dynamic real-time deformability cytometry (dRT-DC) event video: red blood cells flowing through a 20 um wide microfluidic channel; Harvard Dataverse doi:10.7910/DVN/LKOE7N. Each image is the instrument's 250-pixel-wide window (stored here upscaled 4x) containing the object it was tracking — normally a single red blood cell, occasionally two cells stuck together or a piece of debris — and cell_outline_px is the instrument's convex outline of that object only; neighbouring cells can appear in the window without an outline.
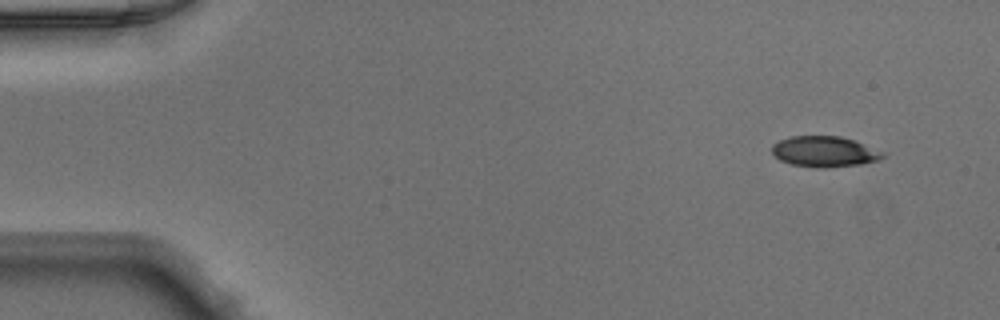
{"species": "Egyptian fruit bat (a non-hibernating species)", "species_latin": "Rousettus aegyptiacus", "temperature_condition": "warm", "stored_images_in_passage": 47, "camera_frame_rate_fps": 3000, "um_per_image_px": 0.085, "animal": {"sex": "male"}, "frame": {"image": 1, "passage_image": 1, "time_ms": 0.0, "image_size_px": [1000, 320], "cell_outline_px": [[888, 156], [880, 160], [860, 164], [824, 168], [816, 168], [792, 164], [780, 160], [772, 152], [772, 144], [780, 140], [792, 136], [840, 136], [852, 140], [884, 152]], "centroid_in_image_um": [70.1, 12.89], "position_along_channel_um": 14.9, "area_um2": 19.77}}
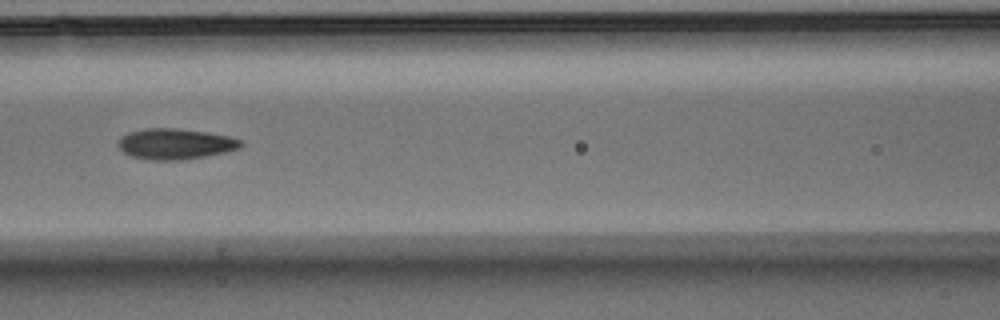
{"frame": {"image": 2, "passage_image": 19, "time_ms": 6.0, "image_size_px": [1000, 320], "cell_outline_px": [[244, 144], [240, 148], [224, 152], [204, 156], [180, 160], [152, 160], [132, 156], [124, 152], [116, 144], [120, 136], [128, 132], [144, 128], [176, 128], [208, 132], [228, 136], [244, 140]], "centroid_in_image_um": [14.9, 12.22], "position_along_channel_um": 151.7, "area_um2": 22.08}}
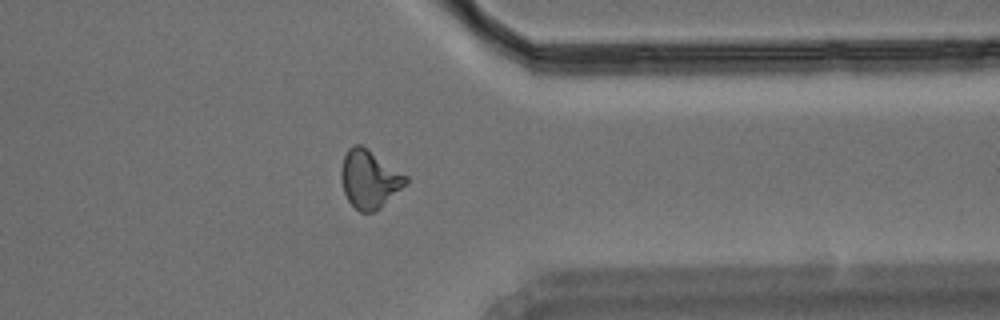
{"frame": {"image": 3, "passage_image": 36, "time_ms": 11.667, "image_size_px": [1000, 320], "cell_outline_px": [[408, 184], [376, 212], [360, 212], [348, 200], [344, 192], [340, 180], [340, 172], [344, 156], [348, 148], [352, 144], [360, 144], [368, 148], [408, 176]], "centroid_in_image_um": [31.41, 15.22], "position_along_channel_um": 380.0, "area_um2": 22.25}}